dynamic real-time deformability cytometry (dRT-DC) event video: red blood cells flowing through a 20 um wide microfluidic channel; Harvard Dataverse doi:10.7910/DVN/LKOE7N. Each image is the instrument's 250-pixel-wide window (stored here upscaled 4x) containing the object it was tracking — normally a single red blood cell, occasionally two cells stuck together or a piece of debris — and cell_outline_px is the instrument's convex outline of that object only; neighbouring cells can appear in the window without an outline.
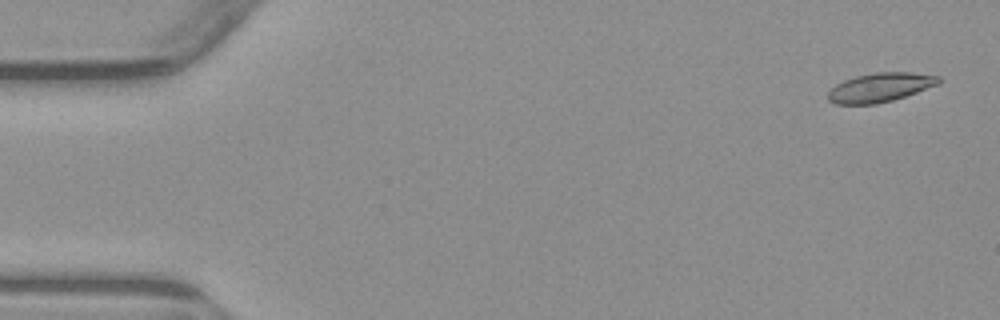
{"species": "common noctule bat (a hibernating species)", "species_latin": "Nyctalus noctula", "temperature_condition": "warm", "stored_images_in_passage": 4, "camera_frame_rate_fps": 3000, "um_per_image_px": 0.085, "animal": {"sex": "male", "body_mass_g": 23.1, "forearm_length_mm": 52.7}, "frame": {"image": 1, "passage_image": 1, "time_ms": 0.0, "image_size_px": [1000, 320], "cell_outline_px": [[944, 80], [940, 84], [892, 100], [876, 104], [836, 104], [828, 100], [828, 92], [836, 84], [844, 80], [856, 76], [876, 72], [912, 72], [940, 76]], "centroid_in_image_um": [74.85, 7.42], "position_along_channel_um": 10.1, "area_um2": 18.79}}